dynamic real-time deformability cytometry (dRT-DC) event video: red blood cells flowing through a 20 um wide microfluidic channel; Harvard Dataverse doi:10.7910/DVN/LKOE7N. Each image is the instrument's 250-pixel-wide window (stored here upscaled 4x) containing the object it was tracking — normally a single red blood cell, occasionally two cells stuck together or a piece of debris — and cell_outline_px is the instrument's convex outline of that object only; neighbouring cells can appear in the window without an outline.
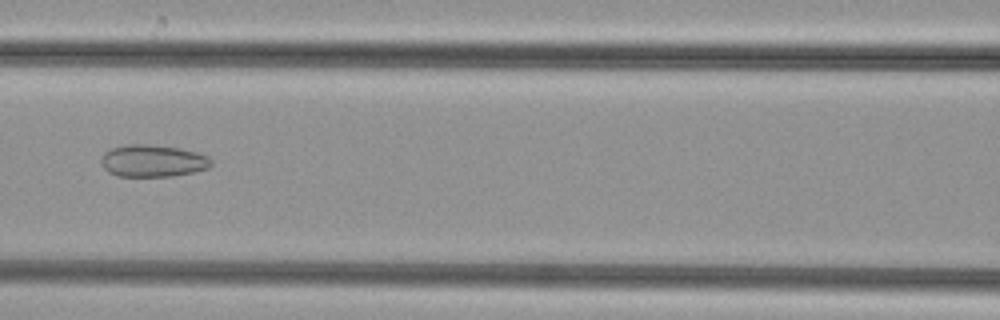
{"species": "common noctule bat (a hibernating species)", "species_latin": "Nyctalus noctula", "temperature_condition": "cold", "stored_images_in_passage": 36, "camera_frame_rate_fps": 3000, "um_per_image_px": 0.085, "animal": {"sex": "female", "body_mass_g": 29.2, "forearm_length_mm": 56.3}, "frame": {"image": 1, "passage_image": 9, "time_ms": 2.667, "image_size_px": [1000, 320], "cell_outline_px": [[212, 164], [208, 168], [192, 172], [172, 176], [116, 176], [108, 172], [104, 168], [100, 160], [104, 152], [112, 148], [128, 144], [148, 144], [180, 148], [196, 152], [208, 156], [212, 160]], "centroid_in_image_um": [12.98, 13.67], "position_along_channel_um": 153.6, "area_um2": 20.63}}
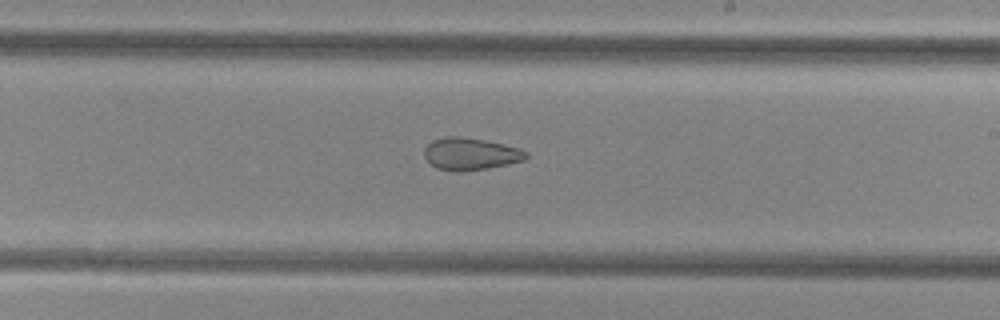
{"frame": {"image": 2, "passage_image": 16, "time_ms": 5.0, "image_size_px": [1000, 320], "cell_outline_px": [[528, 156], [524, 160], [508, 164], [464, 172], [456, 172], [436, 168], [424, 156], [424, 148], [432, 140], [448, 136], [460, 136], [484, 140], [520, 148], [528, 152]], "centroid_in_image_um": [39.99, 13.08], "position_along_channel_um": 249.0, "area_um2": 19.13}}
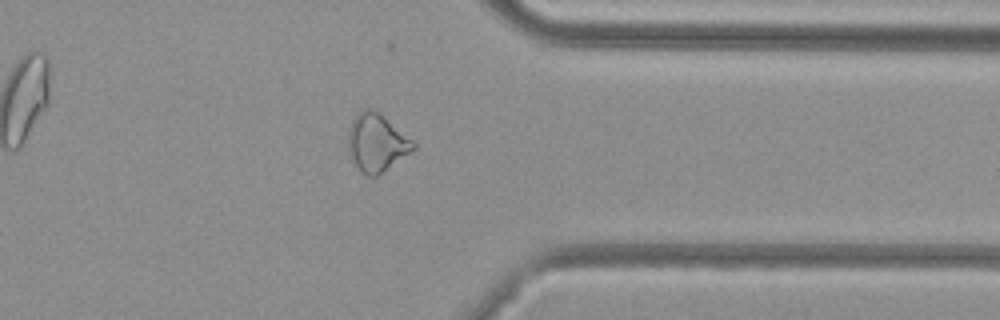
{"frame": {"image": 3, "passage_image": 26, "time_ms": 8.333, "image_size_px": [1000, 320], "cell_outline_px": [[416, 148], [376, 176], [368, 176], [360, 172], [352, 160], [348, 152], [348, 128], [356, 112], [360, 108], [372, 108], [380, 112], [412, 140], [416, 144]], "centroid_in_image_um": [31.97, 12.08], "position_along_channel_um": 379.4, "area_um2": 22.08}}